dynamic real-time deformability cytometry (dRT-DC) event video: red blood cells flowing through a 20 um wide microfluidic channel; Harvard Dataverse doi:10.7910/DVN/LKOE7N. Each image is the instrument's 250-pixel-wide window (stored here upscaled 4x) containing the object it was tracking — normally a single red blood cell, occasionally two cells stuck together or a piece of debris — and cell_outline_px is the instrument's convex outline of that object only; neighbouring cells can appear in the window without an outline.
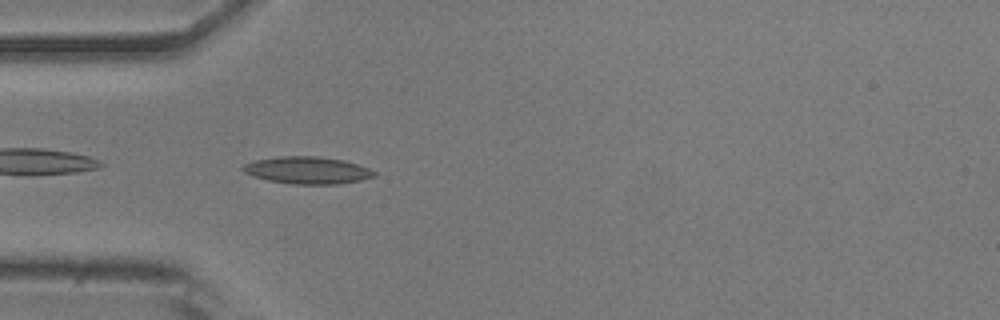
{"species": "common noctule bat (a hibernating species)", "species_latin": "Nyctalus noctula", "temperature_condition": "room temperature", "stored_images_in_passage": 38, "camera_frame_rate_fps": 3000, "um_per_image_px": 0.085, "animal": {"sex": "male", "body_mass_g": 20.5, "forearm_length_mm": 52.5}, "frame": {"image": 1, "passage_image": 2, "time_ms": 0.333, "image_size_px": [1000, 320], "cell_outline_px": [[376, 176], [360, 180], [336, 184], [292, 184], [268, 180], [244, 172], [240, 168], [244, 164], [256, 160], [280, 156], [316, 156], [344, 160], [368, 168], [376, 172]], "centroid_in_image_um": [26.13, 14.47], "position_along_channel_um": 58.9, "area_um2": 20.58}}
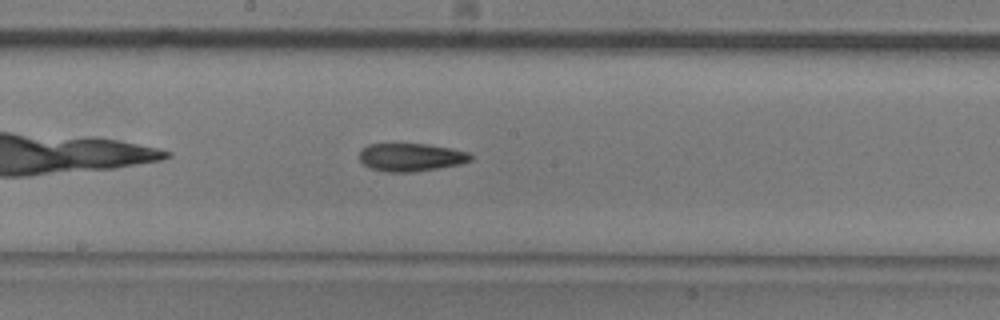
{"frame": {"image": 2, "passage_image": 14, "time_ms": 4.333, "image_size_px": [1000, 320], "cell_outline_px": [[472, 160], [460, 164], [412, 172], [388, 172], [372, 168], [364, 164], [360, 160], [360, 152], [368, 144], [428, 144], [452, 148], [468, 152], [472, 156]], "centroid_in_image_um": [34.96, 13.36], "position_along_channel_um": 213.2, "area_um2": 17.98}}
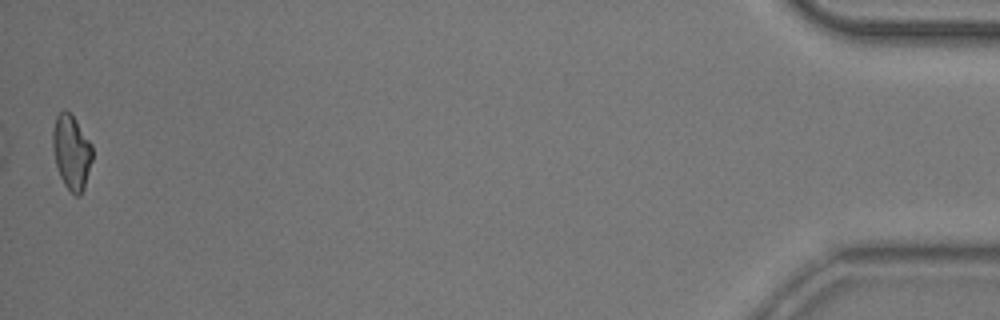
{"frame": {"image": 3, "passage_image": 38, "time_ms": 12.333, "image_size_px": [1000, 320], "cell_outline_px": [[92, 160], [84, 188], [80, 196], [76, 196], [64, 184], [60, 176], [56, 164], [52, 148], [52, 132], [56, 116], [64, 108], [76, 120], [92, 144]], "centroid_in_image_um": [6.07, 12.92], "position_along_channel_um": 429.1, "area_um2": 17.17}, "authors_computed_cell_mechanics": {"area_um2": 17.918, "velocity_mm_per_s": 3.901, "shape_relaxation_time_tau1_ms": 5.501, "shape_relaxation_time_tau2_ms": 5.2143, "deformation_change_tau1": 0.142, "deformation_change_tau2": 0.1372}}